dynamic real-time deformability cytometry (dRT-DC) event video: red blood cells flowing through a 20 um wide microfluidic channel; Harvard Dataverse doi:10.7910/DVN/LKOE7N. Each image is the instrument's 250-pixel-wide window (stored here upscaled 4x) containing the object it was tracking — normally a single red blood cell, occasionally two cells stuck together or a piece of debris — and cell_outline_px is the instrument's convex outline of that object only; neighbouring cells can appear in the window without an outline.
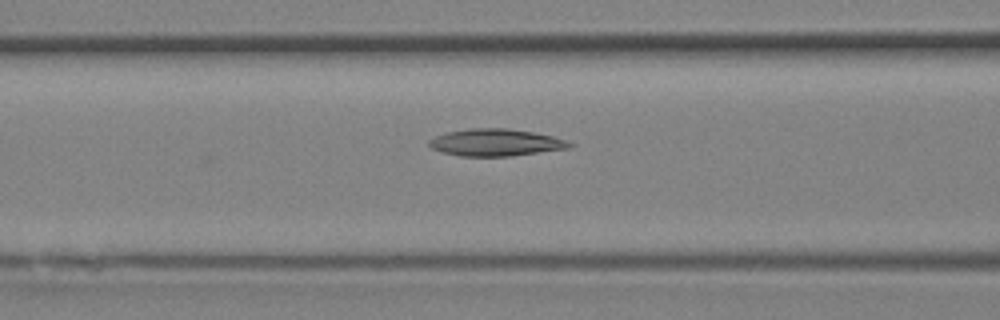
{"species": "Egyptian fruit bat (a non-hibernating species)", "species_latin": "Rousettus aegyptiacus", "temperature_condition": "room temperature", "stored_images_in_passage": 18, "camera_frame_rate_fps": 3000, "um_per_image_px": 0.085, "animal": {"sex": "female"}, "frame": {"image": 1, "passage_image": 8, "time_ms": 2.333, "image_size_px": [1000, 320], "cell_outline_px": [[576, 144], [572, 148], [512, 156], [460, 156], [444, 152], [432, 148], [428, 144], [428, 140], [436, 136], [448, 132], [468, 128], [508, 128], [532, 132], [552, 136], [568, 140]], "centroid_in_image_um": [42.2, 12.11], "position_along_channel_um": 124.4, "area_um2": 22.31}}
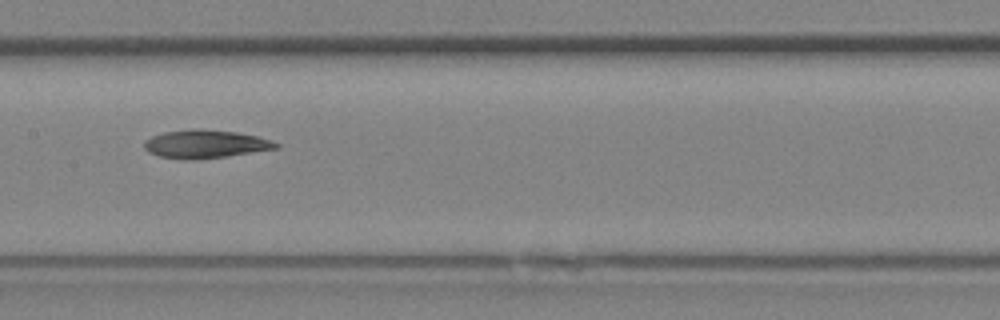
{"frame": {"image": 2, "passage_image": 11, "time_ms": 3.333, "image_size_px": [1000, 320], "cell_outline_px": [[280, 148], [196, 160], [184, 160], [160, 156], [148, 152], [144, 148], [144, 140], [152, 136], [164, 132], [192, 128], [236, 132], [256, 136], [272, 140], [280, 144]], "centroid_in_image_um": [17.44, 12.24], "position_along_channel_um": 190.0, "area_um2": 21.68}}
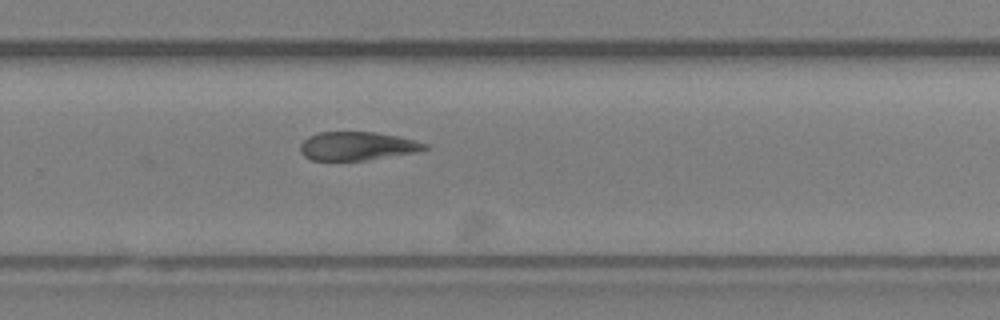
{"frame": {"image": 3, "passage_image": 16, "time_ms": 5.0, "image_size_px": [1000, 320], "cell_outline_px": [[428, 148], [416, 152], [368, 160], [312, 160], [304, 156], [300, 152], [300, 144], [308, 136], [320, 132], [376, 132], [416, 140], [428, 144]], "centroid_in_image_um": [30.36, 12.41], "position_along_channel_um": 299.4, "area_um2": 20.69}}